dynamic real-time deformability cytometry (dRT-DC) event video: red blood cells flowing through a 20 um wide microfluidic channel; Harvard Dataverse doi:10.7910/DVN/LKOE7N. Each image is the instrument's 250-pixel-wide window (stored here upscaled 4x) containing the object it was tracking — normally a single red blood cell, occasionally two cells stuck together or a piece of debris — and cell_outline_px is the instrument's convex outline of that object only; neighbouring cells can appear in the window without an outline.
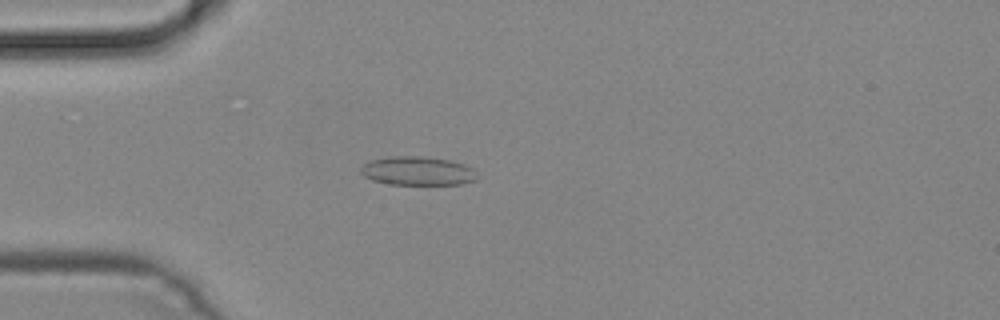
{"species": "common noctule bat (a hibernating species)", "species_latin": "Nyctalus noctula", "temperature_condition": "cold", "stored_images_in_passage": 48, "camera_frame_rate_fps": 3000, "um_per_image_px": 0.085, "animal": {"sex": "male", "body_mass_g": 19.2, "forearm_length_mm": 51.8}, "frame": {"image": 1, "passage_image": 13, "time_ms": 4.0, "image_size_px": [1000, 320], "cell_outline_px": [[480, 176], [476, 180], [460, 184], [388, 184], [372, 180], [364, 176], [360, 172], [360, 168], [364, 164], [372, 160], [392, 156], [424, 156], [448, 160], [464, 164], [476, 168]], "centroid_in_image_um": [35.56, 14.53], "position_along_channel_um": 49.4, "area_um2": 19.71}}
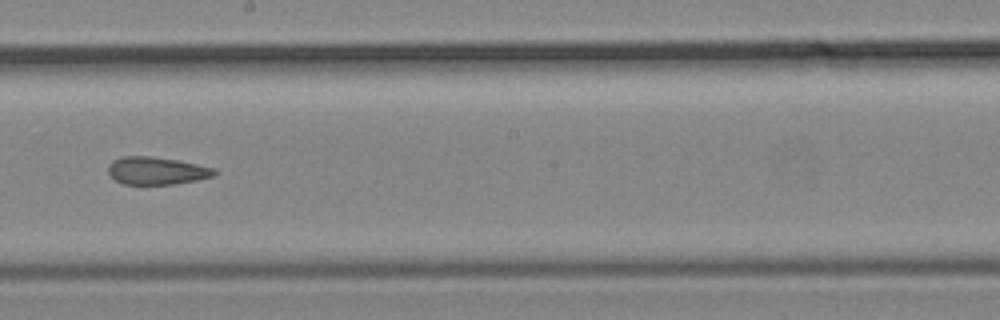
{"frame": {"image": 2, "passage_image": 27, "time_ms": 8.667, "image_size_px": [1000, 320], "cell_outline_px": [[216, 176], [176, 184], [124, 184], [116, 180], [108, 172], [108, 164], [112, 160], [120, 156], [152, 156], [176, 160], [196, 164], [212, 168], [216, 172]], "centroid_in_image_um": [13.28, 14.51], "position_along_channel_um": 234.9, "area_um2": 17.05}}
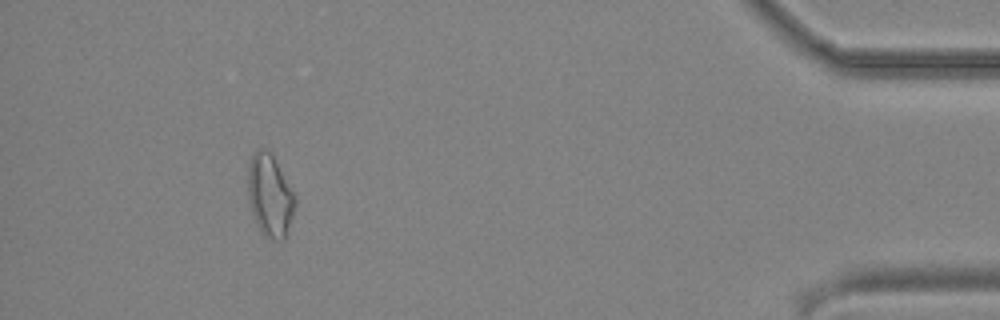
{"frame": {"image": 3, "passage_image": 44, "time_ms": 14.333, "image_size_px": [1000, 320], "cell_outline_px": [[296, 204], [288, 236], [284, 240], [276, 240], [264, 236], [260, 232], [256, 224], [248, 200], [248, 168], [252, 152], [260, 148], [268, 148], [292, 192], [296, 200]], "centroid_in_image_um": [22.93, 16.67], "position_along_channel_um": 412.3, "area_um2": 22.72}}